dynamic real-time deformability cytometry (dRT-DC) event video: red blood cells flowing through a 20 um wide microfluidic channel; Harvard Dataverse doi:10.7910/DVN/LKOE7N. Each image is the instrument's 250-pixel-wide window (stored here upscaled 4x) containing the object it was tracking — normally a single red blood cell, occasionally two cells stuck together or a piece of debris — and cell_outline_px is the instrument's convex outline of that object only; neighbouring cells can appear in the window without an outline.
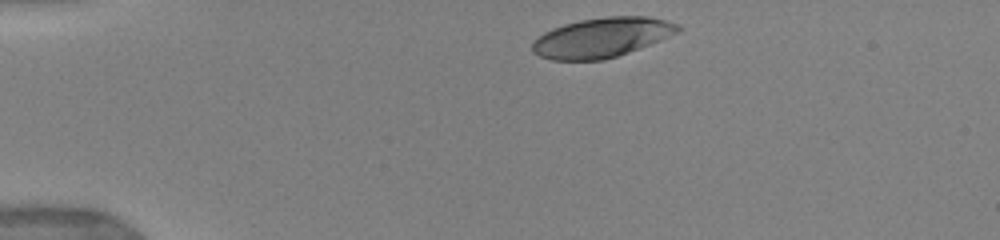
{"species": "human", "species_latin": "Homo sapiens", "temperature_condition": "warm", "stored_images_in_passage": 19, "camera_frame_rate_fps": 3000, "um_per_image_px": 0.085, "donor": {"sex": "female"}, "frame": {"image": 1, "passage_image": 1, "time_ms": 0.0, "image_size_px": [1000, 240], "cell_outline_px": [[684, 28], [680, 32], [660, 40], [628, 52], [604, 60], [552, 60], [540, 56], [532, 52], [532, 44], [544, 32], [552, 28], [564, 24], [580, 20], [608, 16], [648, 16], [664, 20], [676, 24]], "centroid_in_image_um": [51.16, 3.18], "position_along_channel_um": 33.8, "area_um2": 33.52}}